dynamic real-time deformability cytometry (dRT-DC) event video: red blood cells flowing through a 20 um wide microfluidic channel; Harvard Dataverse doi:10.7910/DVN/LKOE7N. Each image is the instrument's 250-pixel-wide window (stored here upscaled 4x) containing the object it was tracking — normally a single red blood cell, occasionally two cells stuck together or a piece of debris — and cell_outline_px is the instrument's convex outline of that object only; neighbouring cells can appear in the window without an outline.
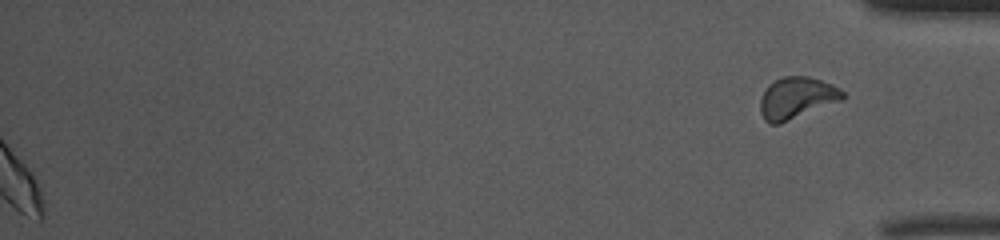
{"species": "common noctule bat (a hibernating species)", "species_latin": "Nyctalus noctula", "temperature_condition": "warm", "stored_images_in_passage": 39, "segment_of_instrument_passage": [2, 2], "camera_frame_rate_fps": 3000, "um_per_image_px": 0.085, "animal": {"sex": "female", "body_mass_g": 10.0, "forearm_length_mm": 53.1}, "frame": {"image": 1, "passage_image": 39, "time_ms": 12.667, "image_size_px": [1000, 240], "cell_outline_px": [[844, 100], [780, 124], [768, 124], [764, 120], [760, 112], [760, 100], [768, 84], [784, 76], [808, 76], [832, 84], [840, 88], [844, 92]], "centroid_in_image_um": [67.73, 8.34], "position_along_channel_um": 367.5, "area_um2": 20.23}}